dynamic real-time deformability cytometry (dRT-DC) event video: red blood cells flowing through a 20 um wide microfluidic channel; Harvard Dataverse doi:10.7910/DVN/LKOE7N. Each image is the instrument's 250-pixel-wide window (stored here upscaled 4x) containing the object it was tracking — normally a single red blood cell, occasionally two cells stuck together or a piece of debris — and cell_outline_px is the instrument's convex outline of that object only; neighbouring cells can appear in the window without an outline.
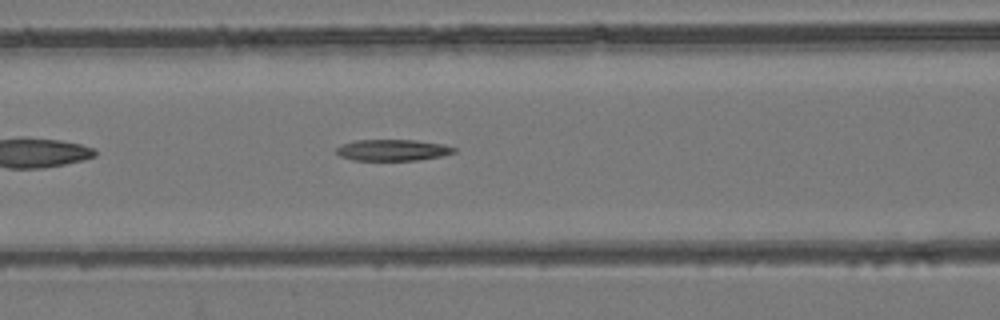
{"species": "common noctule bat (a hibernating species)", "species_latin": "Nyctalus noctula", "temperature_condition": "room temperature", "stored_images_in_passage": 40, "camera_frame_rate_fps": 3000, "um_per_image_px": 0.085, "animal": {"sex": "female", "body_mass_g": 24.6, "forearm_length_mm": 56.2}, "frame": {"image": 1, "passage_image": 9, "time_ms": 2.667, "image_size_px": [1000, 320], "cell_outline_px": [[456, 152], [440, 156], [416, 160], [352, 160], [340, 156], [336, 152], [336, 148], [344, 144], [356, 140], [416, 140], [444, 144], [456, 148]], "centroid_in_image_um": [33.39, 12.75], "position_along_channel_um": 133.2, "area_um2": 14.51}}
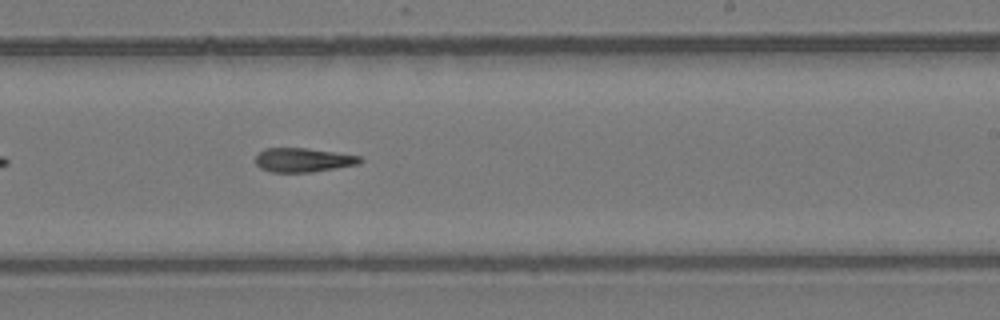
{"frame": {"image": 2, "passage_image": 19, "time_ms": 6.0, "image_size_px": [1000, 320], "cell_outline_px": [[364, 160], [360, 164], [312, 172], [272, 172], [260, 168], [256, 164], [256, 156], [264, 148], [308, 148], [336, 152], [360, 156]], "centroid_in_image_um": [25.8, 13.6], "position_along_channel_um": 263.2, "area_um2": 14.74}}
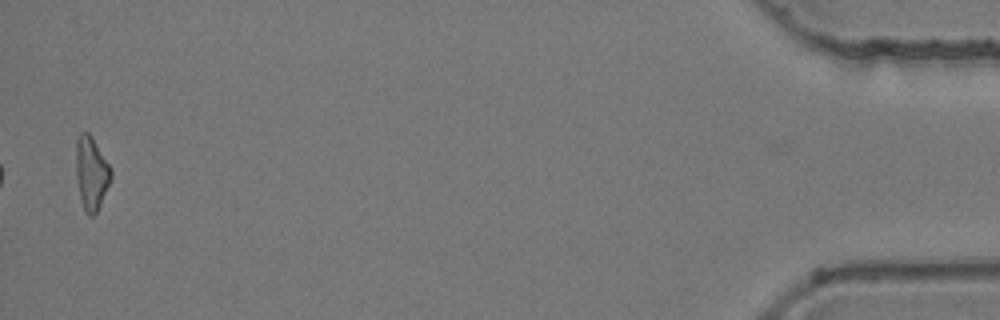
{"frame": {"image": 3, "passage_image": 39, "time_ms": 12.667, "image_size_px": [1000, 320], "cell_outline_px": [[112, 180], [96, 212], [92, 216], [88, 216], [84, 212], [80, 196], [76, 176], [76, 136], [80, 132], [88, 132], [92, 136], [112, 168]], "centroid_in_image_um": [7.77, 14.69], "position_along_channel_um": 427.4, "area_um2": 15.2}}